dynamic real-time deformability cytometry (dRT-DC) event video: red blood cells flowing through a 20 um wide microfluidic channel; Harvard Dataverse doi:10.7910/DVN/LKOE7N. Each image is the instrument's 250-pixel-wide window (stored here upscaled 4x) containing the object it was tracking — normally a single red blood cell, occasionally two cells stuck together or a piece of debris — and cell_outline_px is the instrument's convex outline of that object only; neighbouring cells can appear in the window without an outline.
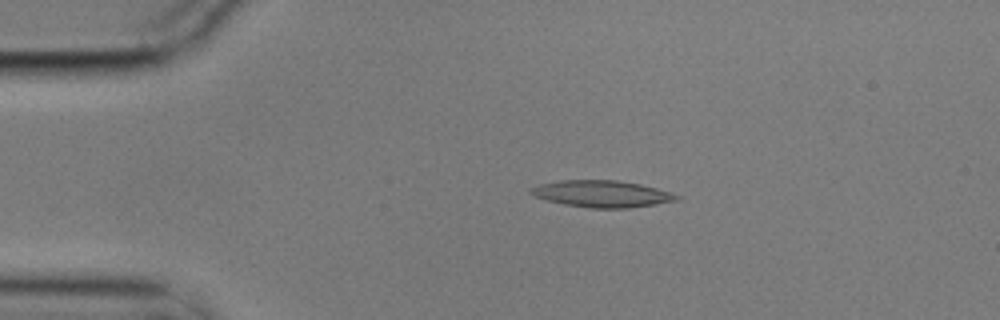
{"species": "common noctule bat (a hibernating species)", "species_latin": "Nyctalus noctula", "temperature_condition": "cold", "stored_images_in_passage": 3, "camera_frame_rate_fps": 3000, "um_per_image_px": 0.085, "animal": {"sex": "male", "body_mass_g": 17.9}, "frame": {"image": 1, "passage_image": 1, "time_ms": 0.0, "image_size_px": [1000, 320], "cell_outline_px": [[680, 200], [656, 204], [628, 208], [588, 208], [564, 204], [544, 200], [528, 192], [532, 188], [540, 184], [560, 180], [616, 180], [640, 184], [656, 188], [680, 196]], "centroid_in_image_um": [51.15, 16.48], "position_along_channel_um": 33.8, "area_um2": 22.66}}
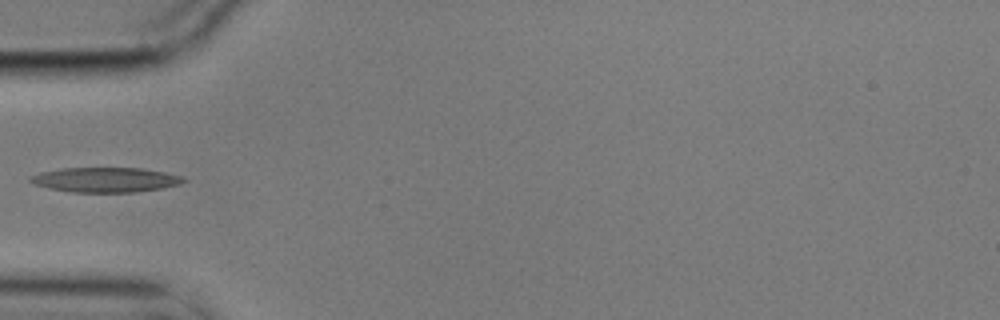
{"frame": {"image": 2, "passage_image": 3, "time_ms": 0.667, "image_size_px": [1000, 320], "cell_outline_px": [[188, 180], [180, 184], [160, 188], [136, 192], [72, 192], [52, 188], [36, 184], [28, 180], [28, 176], [40, 172], [60, 168], [140, 168], [164, 172], [184, 176]], "centroid_in_image_um": [8.98, 15.27], "position_along_channel_um": 76.0, "area_um2": 22.08}}